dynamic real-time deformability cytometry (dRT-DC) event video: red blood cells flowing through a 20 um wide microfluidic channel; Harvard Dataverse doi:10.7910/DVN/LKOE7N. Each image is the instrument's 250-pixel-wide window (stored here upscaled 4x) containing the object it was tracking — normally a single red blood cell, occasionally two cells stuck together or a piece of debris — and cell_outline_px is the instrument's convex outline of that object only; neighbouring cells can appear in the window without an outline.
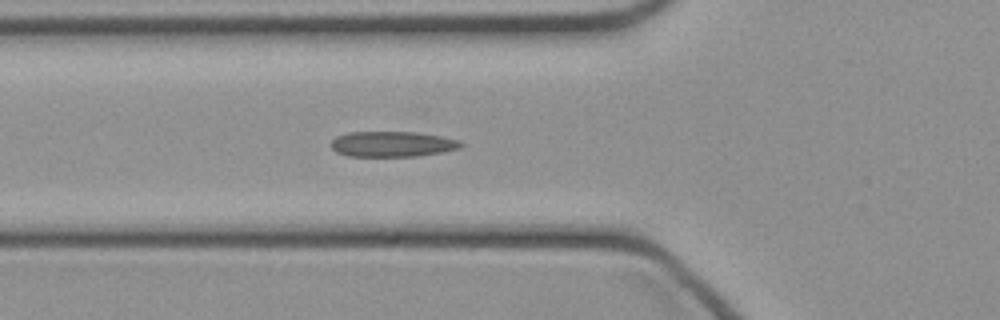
{"species": "common noctule bat (a hibernating species)", "species_latin": "Nyctalus noctula", "temperature_condition": "cold", "stored_images_in_passage": 34, "camera_frame_rate_fps": 3000, "um_per_image_px": 0.085, "animal": {"sex": "female", "body_mass_g": 21.9}, "frame": {"image": 1, "passage_image": 7, "time_ms": 2.0, "image_size_px": [1000, 320], "cell_outline_px": [[464, 144], [460, 148], [440, 152], [416, 156], [348, 156], [336, 152], [332, 148], [332, 140], [336, 136], [348, 132], [416, 132], [440, 136], [460, 140]], "centroid_in_image_um": [33.34, 12.24], "position_along_channel_um": 92.5, "area_um2": 19.19}}
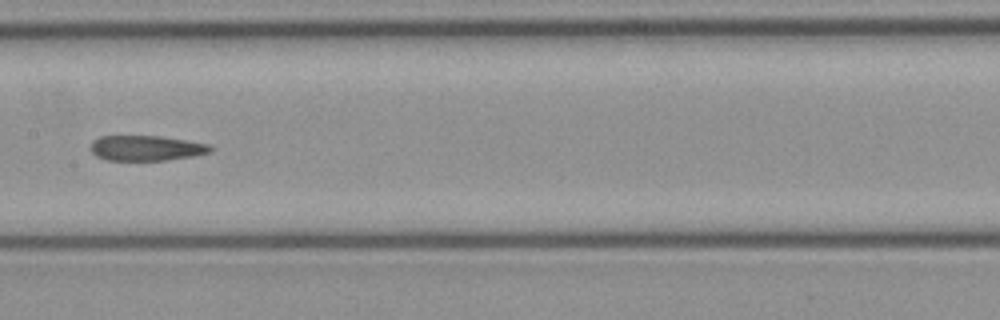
{"frame": {"image": 2, "passage_image": 14, "time_ms": 4.333, "image_size_px": [1000, 320], "cell_outline_px": [[216, 148], [212, 152], [192, 156], [164, 160], [104, 160], [96, 156], [88, 148], [92, 140], [100, 136], [160, 136], [212, 144]], "centroid_in_image_um": [12.44, 12.58], "position_along_channel_um": 195.0, "area_um2": 17.92}}
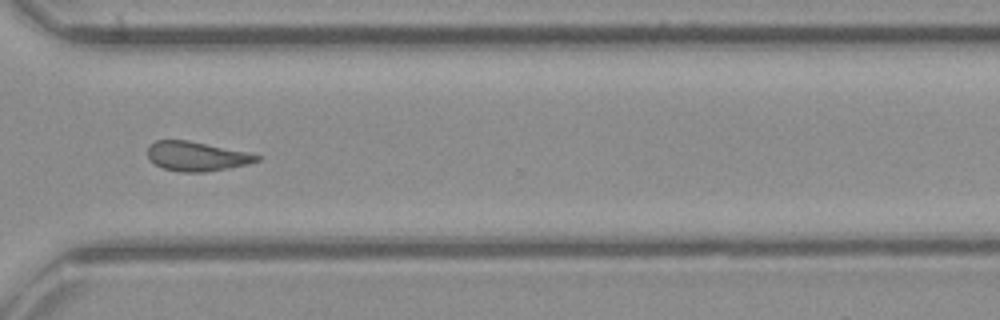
{"frame": {"image": 3, "passage_image": 25, "time_ms": 8.0, "image_size_px": [1000, 320], "cell_outline_px": [[260, 160], [248, 164], [228, 168], [204, 172], [180, 172], [164, 168], [148, 160], [148, 144], [156, 140], [188, 140], [252, 152], [260, 156]], "centroid_in_image_um": [16.73, 13.27], "position_along_channel_um": 353.9, "area_um2": 18.96}}